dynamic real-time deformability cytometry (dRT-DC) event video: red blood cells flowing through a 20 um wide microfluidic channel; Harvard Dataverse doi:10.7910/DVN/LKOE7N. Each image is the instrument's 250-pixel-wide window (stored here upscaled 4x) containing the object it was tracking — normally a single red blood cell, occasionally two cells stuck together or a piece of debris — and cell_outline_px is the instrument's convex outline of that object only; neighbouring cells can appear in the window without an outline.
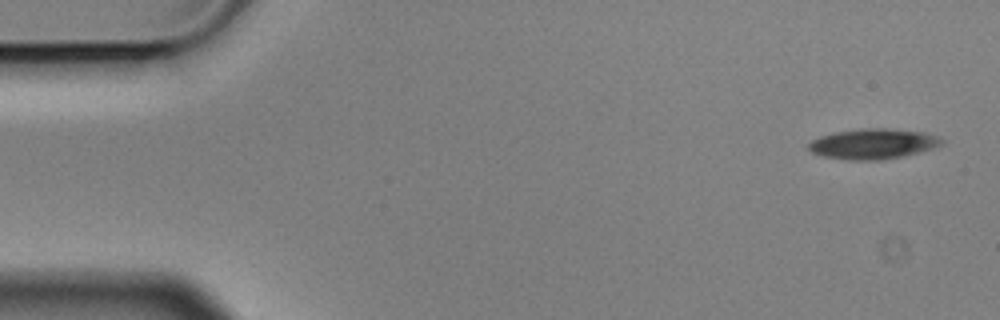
{"species": "Egyptian fruit bat (a non-hibernating species)", "species_latin": "Rousettus aegyptiacus", "temperature_condition": "cold", "stored_images_in_passage": 6, "camera_frame_rate_fps": 3000, "um_per_image_px": 0.085, "animal": {"sex": "male"}, "frame": {"image": 1, "passage_image": 1, "time_ms": 0.0, "image_size_px": [1000, 320], "cell_outline_px": [[944, 140], [940, 144], [932, 148], [900, 156], [880, 160], [844, 160], [824, 156], [812, 152], [808, 148], [808, 144], [812, 140], [820, 136], [836, 132], [872, 128], [884, 128], [920, 132], [936, 136]], "centroid_in_image_um": [74.15, 12.23], "position_along_channel_um": 10.9, "area_um2": 22.89}}
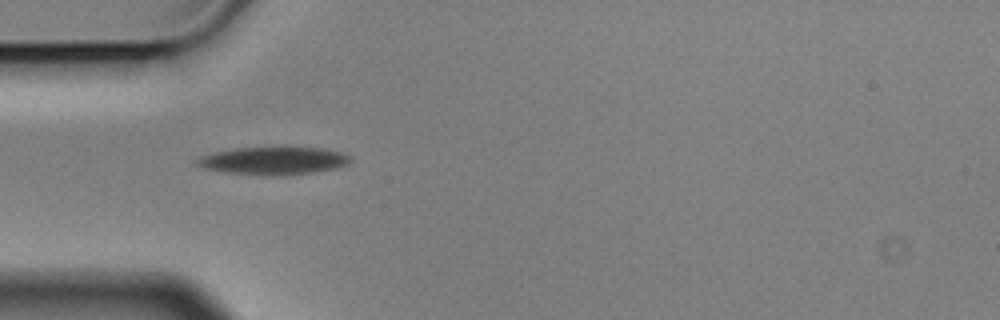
{"frame": {"image": 2, "passage_image": 5, "time_ms": 1.333, "image_size_px": [1000, 320], "cell_outline_px": [[352, 160], [348, 164], [336, 168], [312, 172], [224, 172], [204, 168], [196, 164], [192, 160], [200, 156], [212, 152], [232, 148], [284, 144], [320, 148], [340, 152], [352, 156]], "centroid_in_image_um": [23.23, 13.54], "position_along_channel_um": 61.8, "area_um2": 24.74}}
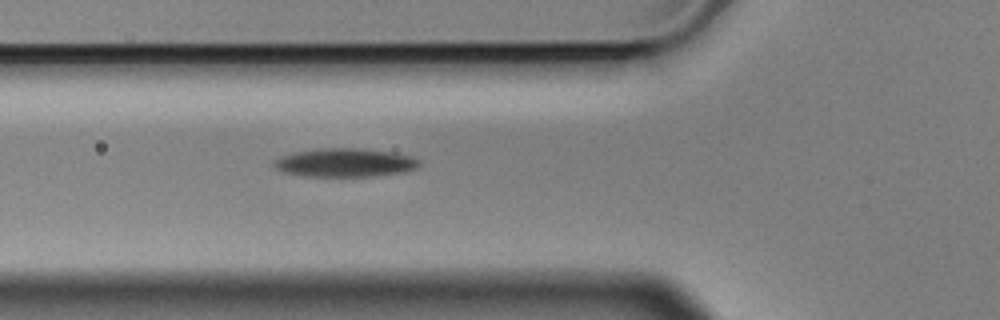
{"frame": {"image": 3, "passage_image": 6, "time_ms": 1.667, "image_size_px": [1000, 320], "cell_outline_px": [[420, 164], [416, 168], [404, 172], [372, 176], [308, 176], [284, 172], [276, 168], [272, 164], [272, 160], [280, 156], [292, 152], [324, 148], [364, 148], [392, 152], [412, 156], [420, 160]], "centroid_in_image_um": [29.32, 13.81], "position_along_channel_um": 96.5, "area_um2": 24.28}}